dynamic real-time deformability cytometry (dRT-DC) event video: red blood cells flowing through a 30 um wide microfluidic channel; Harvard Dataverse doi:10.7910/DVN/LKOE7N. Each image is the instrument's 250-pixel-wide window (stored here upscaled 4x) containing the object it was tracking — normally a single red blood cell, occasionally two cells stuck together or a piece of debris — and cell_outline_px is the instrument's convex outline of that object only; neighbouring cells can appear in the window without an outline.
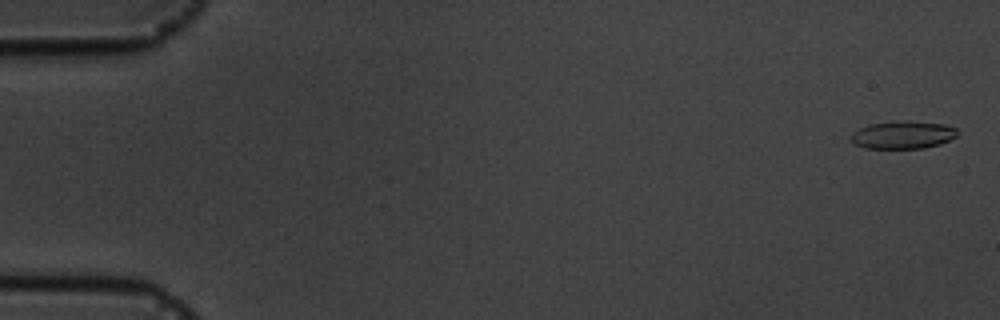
{"species": "common noctule bat (a hibernating species)", "species_latin": "Nyctalus noctula", "temperature_condition": "cold", "stored_images_in_passage": 5, "camera_frame_rate_fps": 3000, "um_per_image_px": 0.085, "animal": {"sex": "male", "body_mass_g": 19.5, "forearm_length_mm": 54.6}, "frame": {"image": 1, "passage_image": 1, "time_ms": 0.0, "image_size_px": [1000, 320], "cell_outline_px": [[956, 136], [940, 144], [924, 148], [864, 148], [856, 144], [852, 140], [852, 132], [868, 124], [900, 120], [904, 120], [944, 124], [956, 128]], "centroid_in_image_um": [76.74, 11.45], "position_along_channel_um": 8.3, "area_um2": 17.11}}
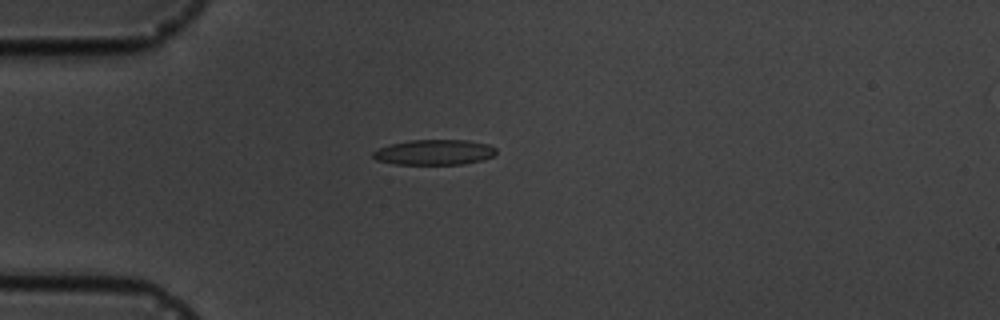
{"frame": {"image": 2, "passage_image": 5, "time_ms": 4.667, "image_size_px": [1000, 320], "cell_outline_px": [[496, 152], [492, 156], [484, 160], [464, 164], [396, 164], [376, 160], [372, 156], [372, 152], [380, 148], [392, 144], [408, 140], [468, 140], [488, 144], [496, 148]], "centroid_in_image_um": [36.94, 12.94], "position_along_channel_um": 48.1, "area_um2": 18.15}}